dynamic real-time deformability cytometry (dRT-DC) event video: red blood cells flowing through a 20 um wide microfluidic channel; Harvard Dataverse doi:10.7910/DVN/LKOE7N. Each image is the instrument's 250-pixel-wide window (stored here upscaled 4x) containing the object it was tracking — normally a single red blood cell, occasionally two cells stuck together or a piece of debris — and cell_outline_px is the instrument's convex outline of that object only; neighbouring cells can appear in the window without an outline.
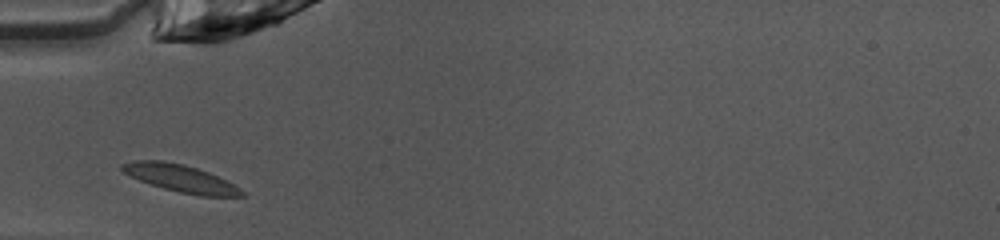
{"species": "common noctule bat (a hibernating species)", "species_latin": "Nyctalus noctula", "temperature_condition": "warm", "stored_images_in_passage": 26, "camera_frame_rate_fps": 3000, "um_per_image_px": 0.085, "animal": {"sex": "female", "body_mass_g": 10.0, "forearm_length_mm": 53.1}, "frame": {"image": 1, "passage_image": 1, "time_ms": 0.0, "image_size_px": [1000, 240], "cell_outline_px": [[248, 196], [200, 196], [180, 192], [164, 188], [140, 180], [124, 172], [120, 168], [120, 164], [136, 160], [164, 160], [184, 164], [208, 172], [240, 188]], "centroid_in_image_um": [15.35, 15.15], "position_along_channel_um": 69.7, "area_um2": 18.79}}
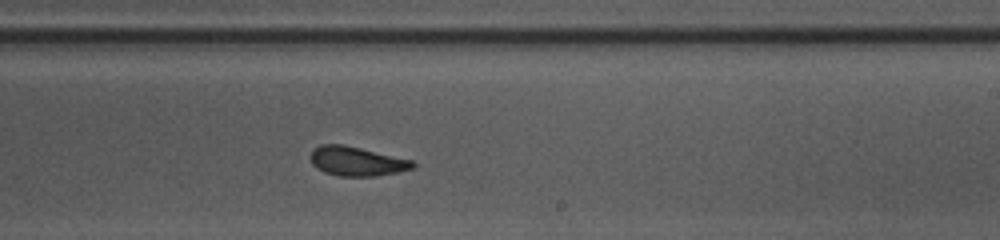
{"frame": {"image": 2, "passage_image": 15, "time_ms": 4.667, "image_size_px": [1000, 240], "cell_outline_px": [[416, 164], [412, 168], [396, 172], [376, 176], [340, 176], [324, 172], [316, 168], [312, 164], [308, 156], [312, 148], [320, 144], [344, 144], [412, 160]], "centroid_in_image_um": [30.24, 13.69], "position_along_channel_um": 258.8, "area_um2": 17.57}}
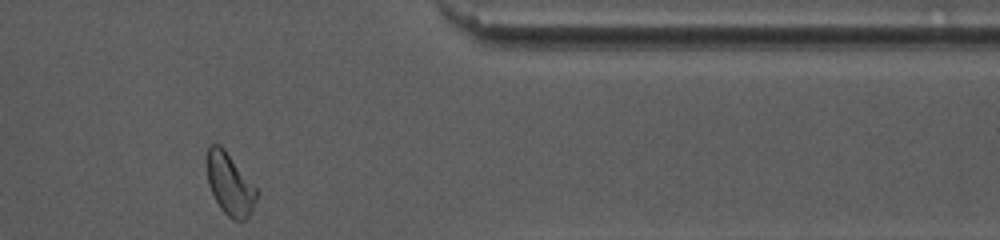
{"frame": {"image": 3, "passage_image": 26, "time_ms": 8.333, "image_size_px": [1000, 240], "cell_outline_px": [[260, 192], [252, 212], [244, 220], [232, 220], [220, 208], [208, 184], [204, 160], [208, 148], [212, 144], [220, 144], [224, 148]], "centroid_in_image_um": [19.52, 15.64], "position_along_channel_um": 391.9, "area_um2": 18.32}, "authors_computed_cell_mechanics": {"area_um2": 17.5423, "velocity_mm_per_s": 4.0431, "shape_relaxation_time_tau1_ms": 2.8798, "shape_relaxation_time_tau2_ms": 0.2518, "deformation_change_tau1": 0.1281, "deformation_change_tau2": 0.0542}}